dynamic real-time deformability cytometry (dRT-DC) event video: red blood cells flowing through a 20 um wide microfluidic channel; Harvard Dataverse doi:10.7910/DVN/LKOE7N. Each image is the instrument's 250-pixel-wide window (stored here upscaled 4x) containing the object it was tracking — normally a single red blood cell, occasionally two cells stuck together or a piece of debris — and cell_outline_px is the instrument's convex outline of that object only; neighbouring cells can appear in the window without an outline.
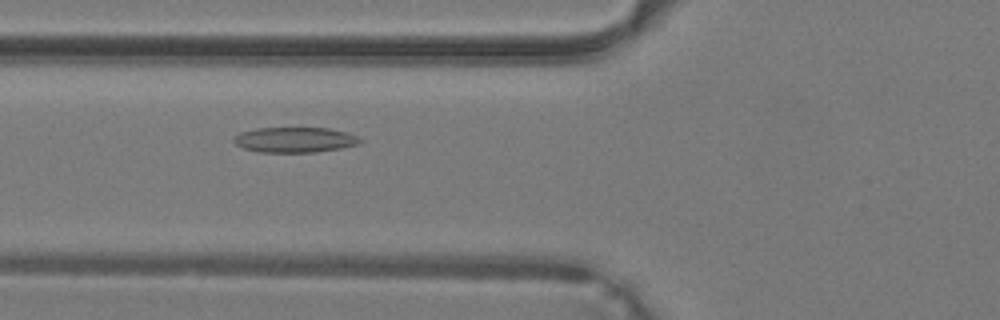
{"species": "common noctule bat (a hibernating species)", "species_latin": "Nyctalus noctula", "temperature_condition": "warm", "stored_images_in_passage": 28, "camera_frame_rate_fps": 3000, "um_per_image_px": 0.085, "animal": {"sex": "male", "body_mass_g": 19.2, "forearm_length_mm": 51.8}, "frame": {"image": 1, "passage_image": 5, "time_ms": 1.333, "image_size_px": [1000, 320], "cell_outline_px": [[364, 140], [360, 144], [340, 148], [316, 152], [260, 152], [244, 148], [236, 144], [232, 140], [232, 136], [240, 132], [256, 128], [328, 128], [348, 132]], "centroid_in_image_um": [25.06, 11.88], "position_along_channel_um": 100.7, "area_um2": 18.73}}
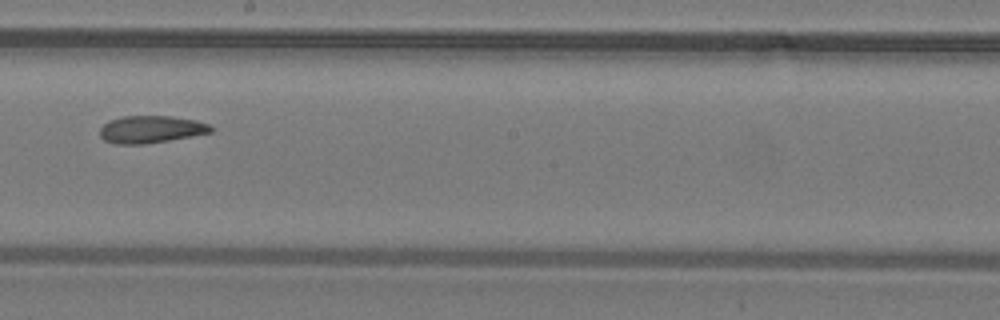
{"frame": {"image": 2, "passage_image": 13, "time_ms": 4.0, "image_size_px": [1000, 320], "cell_outline_px": [[212, 132], [192, 136], [144, 144], [116, 144], [104, 140], [100, 136], [100, 128], [108, 120], [124, 116], [172, 116], [196, 120], [208, 124], [212, 128]], "centroid_in_image_um": [12.81, 10.99], "position_along_channel_um": 235.4, "area_um2": 17.63}}
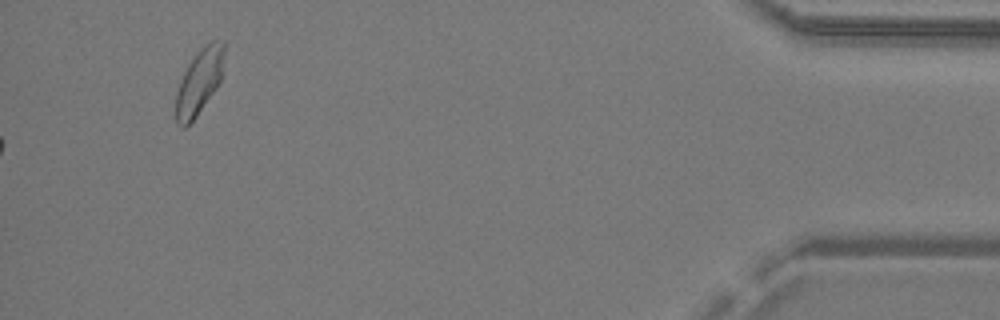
{"frame": {"image": 3, "passage_image": 28, "time_ms": 9.0, "image_size_px": [1000, 320], "cell_outline_px": [[224, 52], [220, 80], [216, 88], [196, 116], [184, 128], [180, 128], [176, 124], [176, 92], [184, 72], [188, 64], [196, 52], [204, 44], [212, 40], [224, 40]], "centroid_in_image_um": [16.92, 6.92], "position_along_channel_um": 418.3, "area_um2": 18.26}}